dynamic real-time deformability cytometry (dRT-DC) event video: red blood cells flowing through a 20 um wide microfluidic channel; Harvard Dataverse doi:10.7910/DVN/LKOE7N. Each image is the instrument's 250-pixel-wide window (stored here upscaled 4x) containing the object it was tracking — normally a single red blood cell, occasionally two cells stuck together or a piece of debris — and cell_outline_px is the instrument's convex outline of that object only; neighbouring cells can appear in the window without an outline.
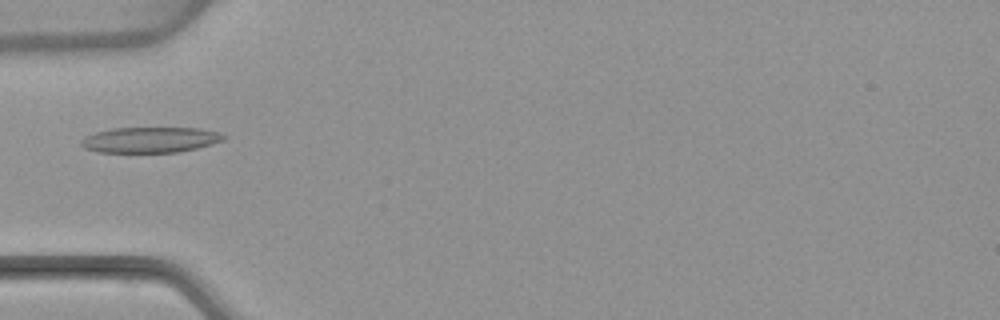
{"species": "common noctule bat (a hibernating species)", "species_latin": "Nyctalus noctula", "temperature_condition": "warm", "stored_images_in_passage": 5, "camera_frame_rate_fps": 3000, "um_per_image_px": 0.085, "animal": {"sex": "female", "body_mass_g": 22.7, "forearm_length_mm": 54.2}, "frame": {"image": 1, "passage_image": 5, "time_ms": 5.0, "image_size_px": [1000, 320], "cell_outline_px": [[228, 136], [224, 140], [212, 144], [196, 148], [176, 152], [96, 152], [84, 148], [80, 144], [80, 140], [96, 132], [112, 128], [200, 128], [220, 132]], "centroid_in_image_um": [12.8, 11.88], "position_along_channel_um": 72.2, "area_um2": 21.27}}